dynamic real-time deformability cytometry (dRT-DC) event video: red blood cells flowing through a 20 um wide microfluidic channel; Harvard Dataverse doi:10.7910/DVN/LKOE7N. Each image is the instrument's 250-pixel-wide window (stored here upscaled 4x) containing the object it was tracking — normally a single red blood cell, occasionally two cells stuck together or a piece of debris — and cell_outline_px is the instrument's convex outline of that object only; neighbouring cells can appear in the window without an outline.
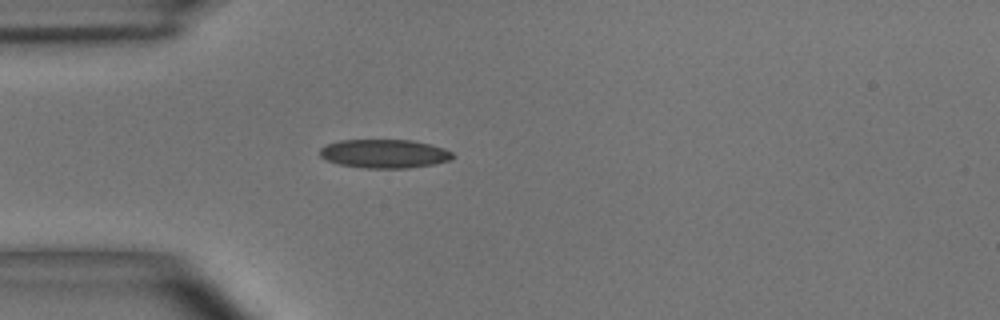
{"species": "common noctule bat (a hibernating species)", "species_latin": "Nyctalus noctula", "temperature_condition": "room temperature", "stored_images_in_passage": 40, "camera_frame_rate_fps": 3000, "um_per_image_px": 0.085, "animal": {"sex": "male", "body_mass_g": 15.6}, "frame": {"image": 1, "passage_image": 1, "time_ms": 0.0, "image_size_px": [1000, 320], "cell_outline_px": [[456, 156], [448, 160], [432, 164], [408, 168], [364, 168], [340, 164], [328, 160], [320, 156], [320, 148], [328, 144], [340, 140], [412, 140], [444, 148], [452, 152]], "centroid_in_image_um": [32.68, 13.06], "position_along_channel_um": 52.3, "area_um2": 22.02}}
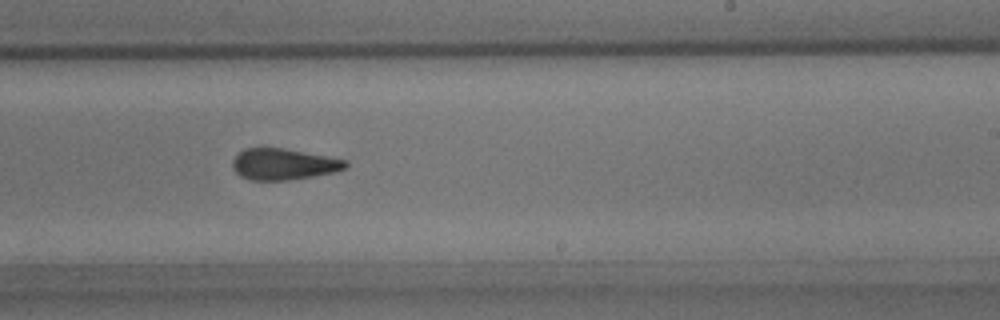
{"frame": {"image": 2, "passage_image": 19, "time_ms": 6.0, "image_size_px": [1000, 320], "cell_outline_px": [[348, 168], [336, 172], [288, 180], [248, 180], [240, 176], [232, 168], [232, 160], [244, 148], [284, 148], [328, 156], [348, 160]], "centroid_in_image_um": [24.12, 13.96], "position_along_channel_um": 264.9, "area_um2": 20.75}}
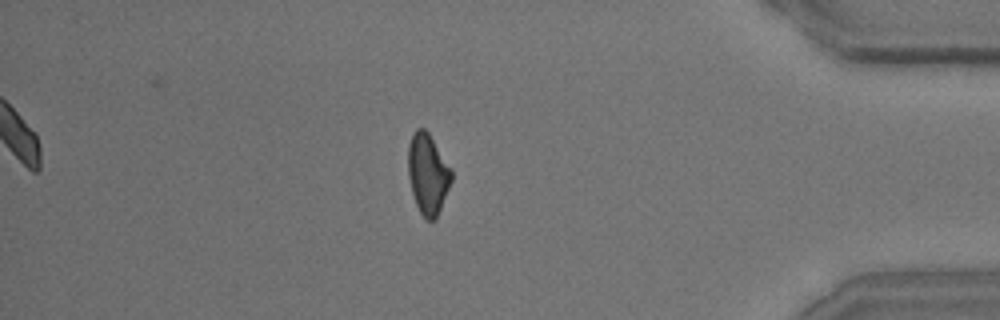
{"frame": {"image": 3, "passage_image": 33, "time_ms": 10.667, "image_size_px": [1000, 320], "cell_outline_px": [[452, 180], [436, 220], [428, 220], [420, 212], [416, 204], [412, 192], [408, 176], [408, 144], [416, 128], [424, 128], [428, 132], [452, 168]], "centroid_in_image_um": [36.37, 14.77], "position_along_channel_um": 398.8, "area_um2": 20.35}, "authors_computed_cell_mechanics": {"area_um2": 21.1837, "velocity_mm_per_s": 3.6473, "shape_relaxation_time_tau1_ms": null, "shape_relaxation_time_tau2_ms": 2.2685, "deformation_change_tau1": null, "deformation_change_tau2": 0.0802}}